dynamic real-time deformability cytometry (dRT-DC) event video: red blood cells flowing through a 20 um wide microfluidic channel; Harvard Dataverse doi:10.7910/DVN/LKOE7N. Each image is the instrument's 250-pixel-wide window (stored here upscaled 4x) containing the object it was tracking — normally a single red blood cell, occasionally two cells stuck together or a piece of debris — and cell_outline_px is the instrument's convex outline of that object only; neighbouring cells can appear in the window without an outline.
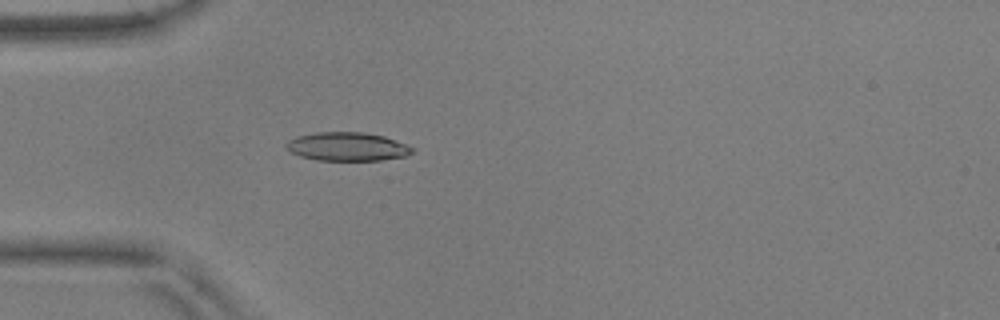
{"species": "common noctule bat (a hibernating species)", "species_latin": "Nyctalus noctula", "temperature_condition": "warm", "stored_images_in_passage": 55, "camera_frame_rate_fps": 3000, "um_per_image_px": 0.085, "animal": {"sex": "male", "body_mass_g": 17.9, "forearm_length_mm": 54.2}, "frame": {"image": 1, "passage_image": 16, "time_ms": 5.0, "image_size_px": [1000, 320], "cell_outline_px": [[416, 148], [412, 152], [404, 156], [380, 160], [316, 160], [300, 156], [292, 152], [284, 144], [288, 140], [296, 136], [316, 132], [364, 132], [384, 136]], "centroid_in_image_um": [29.5, 12.45], "position_along_channel_um": 55.5, "area_um2": 20.92}}
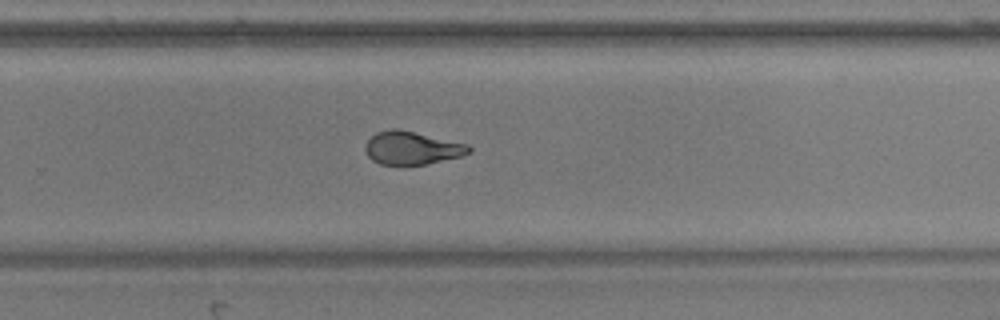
{"frame": {"image": 2, "passage_image": 36, "time_ms": 11.667, "image_size_px": [1000, 320], "cell_outline_px": [[472, 152], [460, 156], [424, 164], [404, 168], [380, 164], [372, 160], [368, 156], [364, 148], [364, 144], [376, 132], [392, 128], [400, 128], [468, 144], [472, 148]], "centroid_in_image_um": [34.97, 12.6], "position_along_channel_um": 294.8, "area_um2": 20.63}}
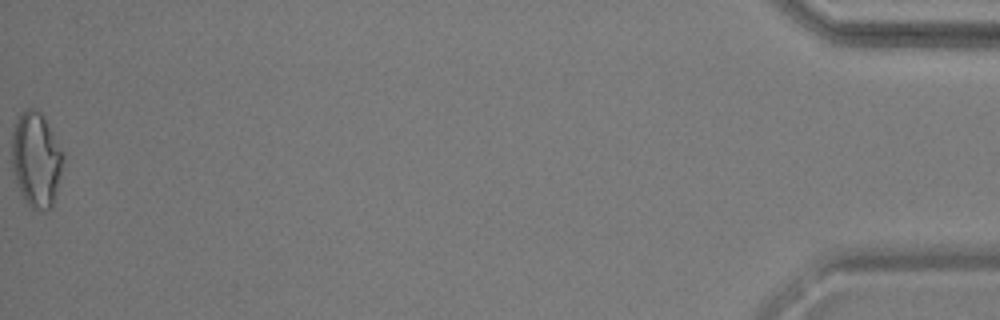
{"frame": {"image": 3, "passage_image": 55, "time_ms": 18.0, "image_size_px": [1000, 320], "cell_outline_px": [[64, 156], [60, 176], [52, 208], [44, 212], [32, 208], [24, 200], [20, 192], [12, 168], [12, 132], [20, 112], [28, 108], [32, 108], [40, 112], [64, 152]], "centroid_in_image_um": [3.07, 13.59], "position_along_channel_um": 432.1, "area_um2": 28.32}, "authors_computed_cell_mechanics": {"area_um2": 20.9236, "velocity_mm_per_s": 3.6719, "shape_relaxation_time_tau1_ms": 4.3026, "shape_relaxation_time_tau2_ms": 1.3641, "deformation_change_tau1": 0.1641, "deformation_change_tau2": 0.0705}}